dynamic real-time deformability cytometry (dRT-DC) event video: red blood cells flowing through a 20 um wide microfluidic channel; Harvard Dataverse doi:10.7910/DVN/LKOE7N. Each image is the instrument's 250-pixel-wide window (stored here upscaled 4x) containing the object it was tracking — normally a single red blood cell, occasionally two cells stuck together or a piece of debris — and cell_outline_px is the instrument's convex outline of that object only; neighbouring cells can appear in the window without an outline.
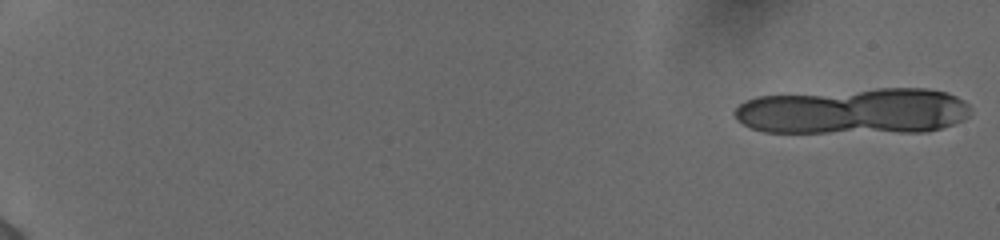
{"species": "human", "species_latin": "Homo sapiens", "temperature_condition": "cold", "stored_images_in_passage": 15, "camera_frame_rate_fps": 3000, "um_per_image_px": 0.085, "donor": {"sex": "female"}, "frame": {"image": 1, "passage_image": 1, "time_ms": 0.0, "image_size_px": [1000, 240], "cell_outline_px": [[968, 116], [964, 120], [928, 132], [764, 132], [752, 128], [736, 120], [732, 112], [744, 100], [756, 96], [876, 88], [928, 88], [944, 92], [956, 96], [964, 100], [968, 104]], "centroid_in_image_um": [72.56, 9.45], "position_along_channel_um": 12.4, "area_um2": 63.87}}